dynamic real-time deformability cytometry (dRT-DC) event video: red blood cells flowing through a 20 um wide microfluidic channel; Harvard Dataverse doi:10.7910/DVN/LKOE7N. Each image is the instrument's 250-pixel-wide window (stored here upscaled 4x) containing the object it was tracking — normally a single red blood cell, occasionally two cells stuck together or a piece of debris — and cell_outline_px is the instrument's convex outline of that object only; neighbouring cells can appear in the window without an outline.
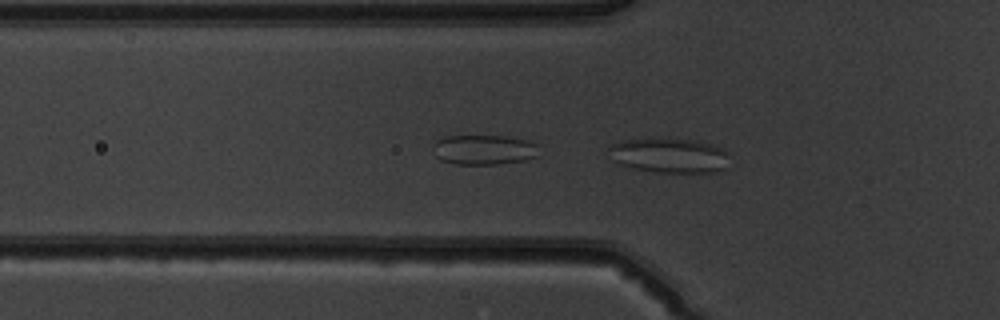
{"species": "common noctule bat (a hibernating species)", "species_latin": "Nyctalus noctula", "temperature_condition": "warm", "stored_images_in_passage": 46, "segment_of_instrument_passage": [1, 2], "camera_frame_rate_fps": 3000, "um_per_image_px": 0.085, "animal": {"sex": "male", "body_mass_g": 19.5, "forearm_length_mm": 54.6}, "frame": {"image": 1, "passage_image": 12, "time_ms": 3.667, "image_size_px": [1000, 320], "cell_outline_px": [[728, 168], [712, 172], [656, 172], [632, 168], [620, 164], [612, 160], [608, 148], [608, 144], [624, 140], [652, 136], [668, 136], [700, 140], [712, 144], [728, 152]], "centroid_in_image_um": [56.87, 13.15], "position_along_channel_um": 68.9, "area_um2": 25.55}}
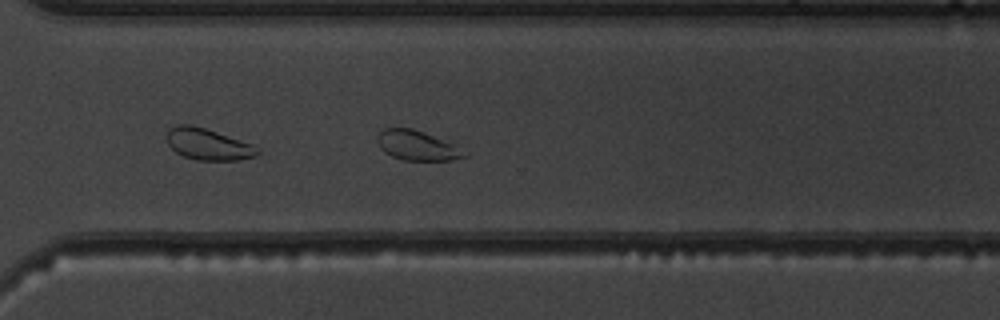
{"frame": {"image": 2, "passage_image": 32, "time_ms": 10.333, "image_size_px": [1000, 320], "cell_outline_px": [[468, 156], [452, 160], [400, 160], [384, 152], [380, 148], [376, 140], [376, 136], [384, 128], [412, 128], [424, 132], [452, 144]], "centroid_in_image_um": [35.36, 12.37], "position_along_channel_um": 335.2, "area_um2": 14.85}}
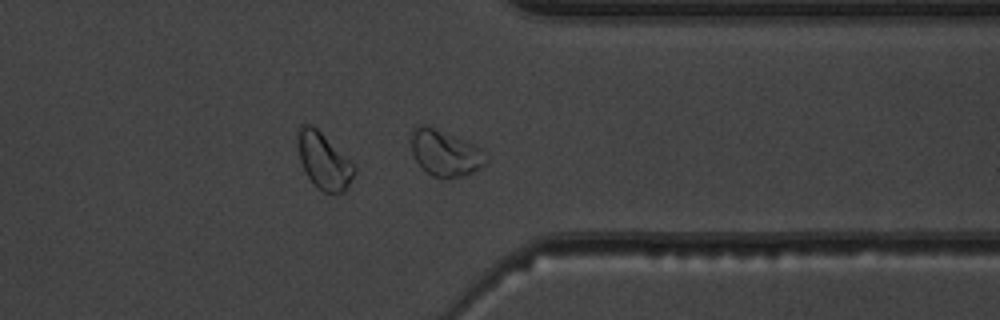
{"frame": {"image": 3, "passage_image": 35, "time_ms": 11.333, "image_size_px": [1000, 320], "cell_outline_px": [[484, 164], [480, 168], [472, 172], [460, 176], [432, 176], [420, 168], [412, 152], [412, 128], [420, 124], [428, 124], [476, 144], [480, 148]], "centroid_in_image_um": [37.77, 12.95], "position_along_channel_um": 373.6, "area_um2": 19.83}}